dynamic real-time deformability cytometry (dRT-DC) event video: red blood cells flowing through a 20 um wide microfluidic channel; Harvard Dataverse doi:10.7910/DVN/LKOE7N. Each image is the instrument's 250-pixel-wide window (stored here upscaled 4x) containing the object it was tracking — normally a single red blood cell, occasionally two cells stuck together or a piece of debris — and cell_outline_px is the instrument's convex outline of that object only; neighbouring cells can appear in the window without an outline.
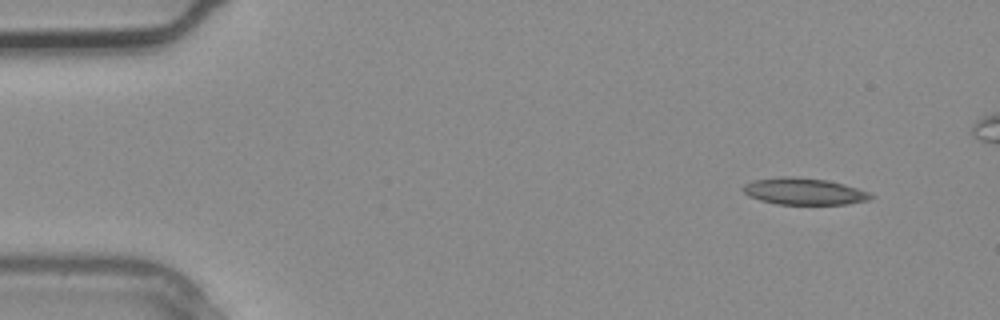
{"species": "common noctule bat (a hibernating species)", "species_latin": "Nyctalus noctula", "temperature_condition": "warm", "stored_images_in_passage": 3, "camera_frame_rate_fps": 3000, "um_per_image_px": 0.085, "animal": {"sex": "male", "body_mass_g": 20.4}, "frame": {"image": 1, "passage_image": 1, "time_ms": 0.0, "image_size_px": [1000, 320], "cell_outline_px": [[876, 196], [868, 200], [848, 204], [776, 204], [760, 200], [748, 196], [740, 188], [744, 184], [752, 180], [780, 176], [792, 176], [828, 180], [844, 184], [868, 192]], "centroid_in_image_um": [68.3, 16.26], "position_along_channel_um": 16.7, "area_um2": 20.06}}